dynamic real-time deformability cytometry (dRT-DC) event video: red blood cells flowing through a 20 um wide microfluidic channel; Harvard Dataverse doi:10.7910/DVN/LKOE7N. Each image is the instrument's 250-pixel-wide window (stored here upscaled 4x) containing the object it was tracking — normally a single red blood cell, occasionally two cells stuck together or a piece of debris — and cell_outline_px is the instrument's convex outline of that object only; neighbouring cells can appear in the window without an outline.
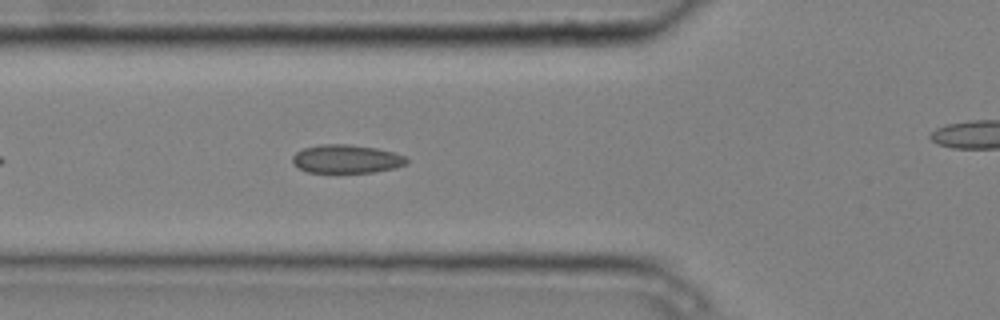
{"species": "common noctule bat (a hibernating species)", "species_latin": "Nyctalus noctula", "temperature_condition": "cold", "stored_images_in_passage": 7, "segment_of_instrument_passage": [1, 2], "camera_frame_rate_fps": 3000, "um_per_image_px": 0.085, "animal": {"sex": "male", "body_mass_g": 20.4}, "frame": {"image": 1, "passage_image": 6, "time_ms": 1.667, "image_size_px": [1000, 320], "cell_outline_px": [[408, 164], [396, 168], [372, 172], [336, 176], [308, 172], [300, 168], [292, 160], [292, 156], [296, 152], [304, 148], [320, 144], [348, 144], [376, 148], [392, 152], [404, 156], [408, 160]], "centroid_in_image_um": [29.44, 13.56], "position_along_channel_um": 96.4, "area_um2": 19.71}}